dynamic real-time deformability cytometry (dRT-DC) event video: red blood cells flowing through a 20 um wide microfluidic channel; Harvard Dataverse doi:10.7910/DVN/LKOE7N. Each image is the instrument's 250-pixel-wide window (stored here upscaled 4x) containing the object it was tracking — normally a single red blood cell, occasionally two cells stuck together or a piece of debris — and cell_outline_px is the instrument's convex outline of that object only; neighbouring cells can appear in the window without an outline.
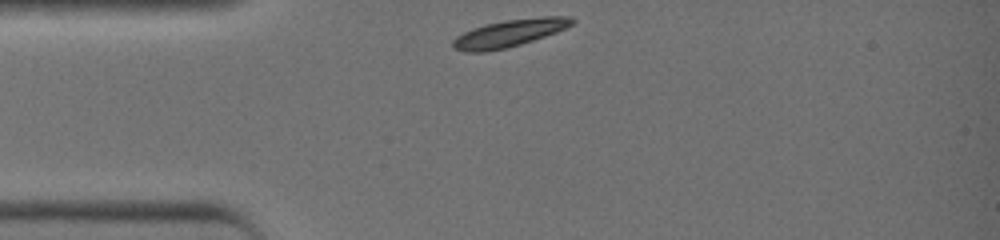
{"species": "common noctule bat (a hibernating species)", "species_latin": "Nyctalus noctula", "temperature_condition": "warm", "stored_images_in_passage": 27, "camera_frame_rate_fps": 3000, "um_per_image_px": 0.085, "animal": {"sex": "female", "body_mass_g": 19.0, "forearm_length_mm": 51.5}, "frame": {"image": 1, "passage_image": 1, "time_ms": 0.0, "image_size_px": [1000, 240], "cell_outline_px": [[576, 20], [572, 24], [556, 32], [520, 44], [504, 48], [484, 52], [464, 52], [452, 48], [452, 40], [456, 36], [472, 28], [484, 24], [508, 20], [540, 16], [572, 16]], "centroid_in_image_um": [43.26, 2.81], "position_along_channel_um": 41.7, "area_um2": 18.9}}
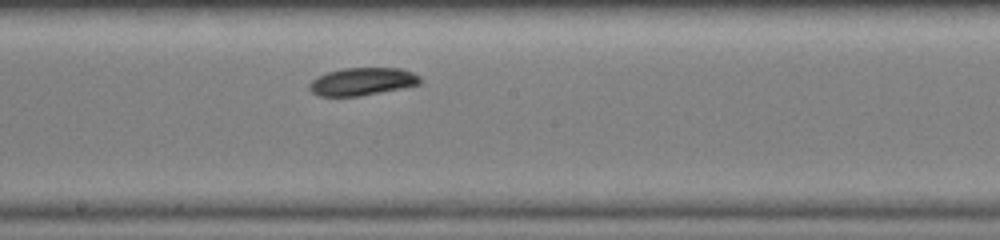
{"frame": {"image": 2, "passage_image": 14, "time_ms": 4.333, "image_size_px": [1000, 240], "cell_outline_px": [[424, 80], [420, 84], [360, 96], [320, 96], [312, 92], [308, 88], [308, 84], [316, 76], [328, 72], [344, 68], [400, 68], [412, 72], [420, 76]], "centroid_in_image_um": [30.79, 6.92], "position_along_channel_um": 217.4, "area_um2": 17.92}}
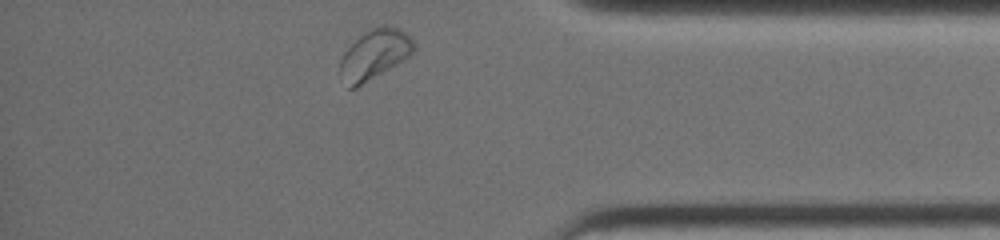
{"frame": {"image": 3, "passage_image": 27, "time_ms": 8.667, "image_size_px": [1000, 240], "cell_outline_px": [[416, 48], [408, 56], [396, 64], [356, 88], [348, 88], [340, 72], [340, 60], [344, 52], [360, 36], [372, 28], [380, 24], [392, 24], [400, 28], [412, 36], [416, 44]], "centroid_in_image_um": [31.88, 4.57], "position_along_channel_um": 403.3, "area_um2": 21.39}, "authors_computed_cell_mechanics": {"area_um2": 18.207, "velocity_mm_per_s": 4.5142, "shape_relaxation_time_tau1_ms": 1.9001, "shape_relaxation_time_tau2_ms": null, "deformation_change_tau1": 0.0769, "deformation_change_tau2": null}}